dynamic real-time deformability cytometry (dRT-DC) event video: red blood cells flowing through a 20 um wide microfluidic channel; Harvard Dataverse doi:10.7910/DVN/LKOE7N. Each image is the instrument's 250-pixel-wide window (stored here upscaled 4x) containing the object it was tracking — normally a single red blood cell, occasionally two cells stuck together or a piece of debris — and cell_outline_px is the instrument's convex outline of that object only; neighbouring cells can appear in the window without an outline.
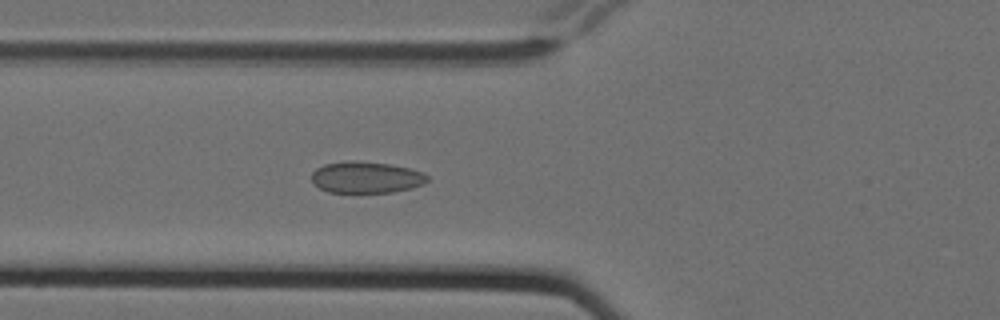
{"species": "Egyptian fruit bat (a non-hibernating species)", "species_latin": "Rousettus aegyptiacus", "temperature_condition": "cold", "stored_images_in_passage": 7, "camera_frame_rate_fps": 3000, "um_per_image_px": 0.085, "animal": {"sex": "female"}, "frame": {"image": 1, "passage_image": 7, "time_ms": 2.0, "image_size_px": [1000, 320], "cell_outline_px": [[428, 180], [424, 184], [412, 188], [392, 192], [328, 192], [312, 184], [312, 172], [316, 168], [324, 164], [352, 160], [388, 164], [408, 168], [424, 172], [428, 176]], "centroid_in_image_um": [31.12, 15.07], "position_along_channel_um": 94.7, "area_um2": 21.27}}